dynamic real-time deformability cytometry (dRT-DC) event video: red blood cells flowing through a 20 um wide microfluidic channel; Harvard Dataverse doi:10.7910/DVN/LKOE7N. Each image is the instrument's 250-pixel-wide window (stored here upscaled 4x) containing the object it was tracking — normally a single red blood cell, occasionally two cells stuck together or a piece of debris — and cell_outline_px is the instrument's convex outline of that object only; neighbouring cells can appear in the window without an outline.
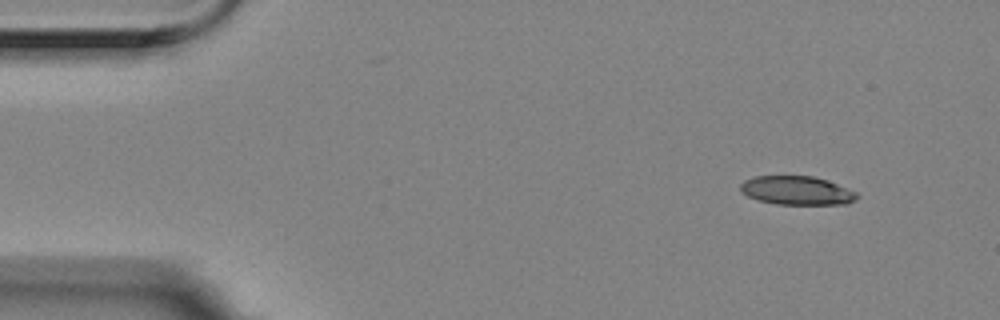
{"species": "Egyptian fruit bat (a non-hibernating species)", "species_latin": "Rousettus aegyptiacus", "temperature_condition": "room temperature", "stored_images_in_passage": 4, "camera_frame_rate_fps": 3000, "um_per_image_px": 0.085, "animal": {"sex": "female"}, "frame": {"image": 1, "passage_image": 1, "time_ms": 0.0, "image_size_px": [1000, 320], "cell_outline_px": [[860, 196], [856, 200], [848, 204], [776, 204], [760, 200], [748, 196], [740, 192], [740, 184], [744, 180], [756, 176], [812, 176], [828, 180], [856, 192]], "centroid_in_image_um": [67.75, 16.19], "position_along_channel_um": 17.3, "area_um2": 19.54}}
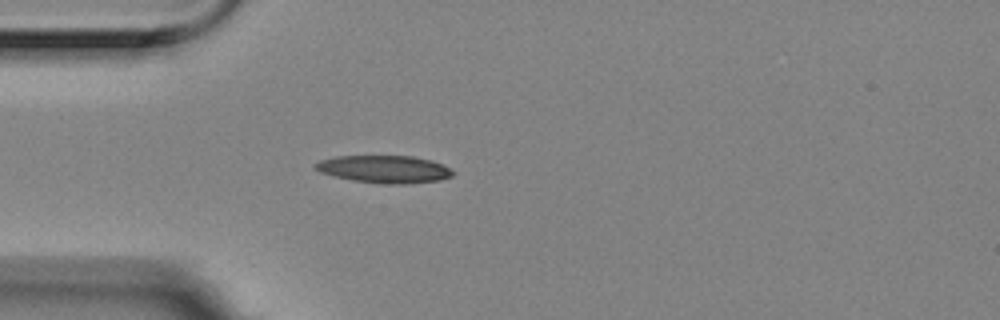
{"frame": {"image": 2, "passage_image": 4, "time_ms": 1.0, "image_size_px": [1000, 320], "cell_outline_px": [[456, 172], [452, 176], [440, 180], [408, 184], [392, 184], [352, 180], [320, 172], [316, 168], [316, 164], [320, 160], [336, 156], [412, 156], [432, 160]], "centroid_in_image_um": [32.71, 14.38], "position_along_channel_um": 52.3, "area_um2": 21.79}}